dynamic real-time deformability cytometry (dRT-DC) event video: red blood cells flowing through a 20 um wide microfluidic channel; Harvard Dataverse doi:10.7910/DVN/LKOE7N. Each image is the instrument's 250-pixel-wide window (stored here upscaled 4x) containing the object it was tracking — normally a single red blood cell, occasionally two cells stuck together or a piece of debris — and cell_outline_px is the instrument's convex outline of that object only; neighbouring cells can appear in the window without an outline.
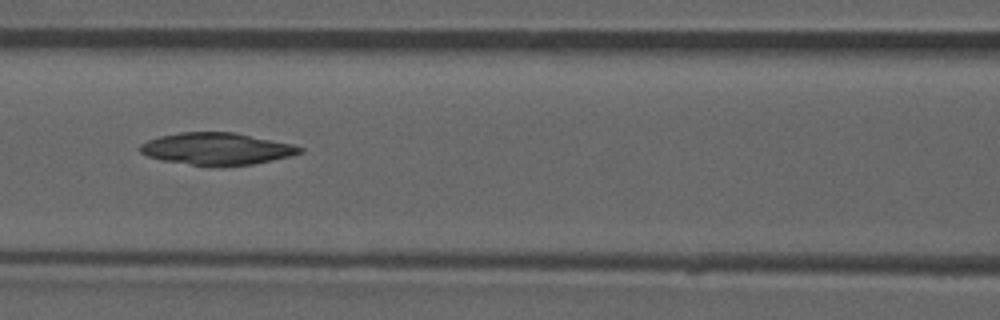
{"species": "common noctule bat (a hibernating species)", "species_latin": "Nyctalus noctula", "temperature_condition": "room temperature", "stored_images_in_passage": 51, "camera_frame_rate_fps": 3000, "um_per_image_px": 0.085, "animal": {"sex": "male", "forearm_length_mm": 52.5}, "frame": {"image": 1, "passage_image": 22, "time_ms": 7.0, "image_size_px": [1000, 320], "cell_outline_px": [[304, 152], [272, 160], [252, 164], [192, 164], [160, 160], [148, 156], [140, 152], [140, 144], [148, 140], [160, 136], [180, 132], [232, 132], [292, 144], [304, 148]], "centroid_in_image_um": [18.4, 12.62], "position_along_channel_um": 148.2, "area_um2": 29.02}}